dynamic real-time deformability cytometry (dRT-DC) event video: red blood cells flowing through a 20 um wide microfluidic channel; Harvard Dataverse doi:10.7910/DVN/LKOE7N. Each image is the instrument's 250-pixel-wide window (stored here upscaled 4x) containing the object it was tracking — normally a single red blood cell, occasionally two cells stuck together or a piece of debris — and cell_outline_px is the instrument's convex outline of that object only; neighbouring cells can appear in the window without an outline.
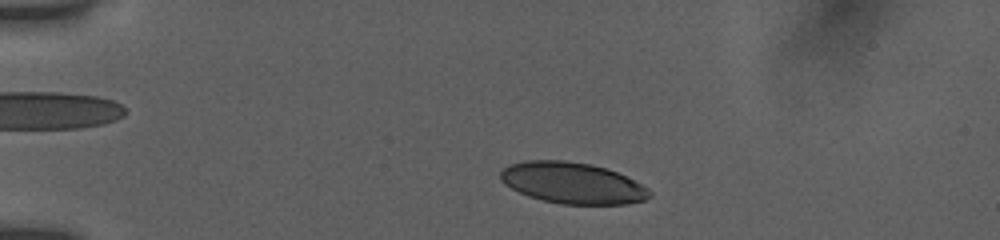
{"species": "human", "species_latin": "Homo sapiens", "temperature_condition": "room temperature", "stored_images_in_passage": 21, "camera_frame_rate_fps": 3000, "um_per_image_px": 0.085, "donor": {"sex": "female"}, "frame": {"image": 1, "passage_image": 5, "time_ms": 1.333, "image_size_px": [1000, 240], "cell_outline_px": [[652, 196], [644, 200], [628, 204], [560, 204], [528, 196], [504, 184], [500, 180], [500, 172], [508, 164], [524, 160], [564, 160], [592, 164], [616, 172], [648, 188], [652, 192]], "centroid_in_image_um": [48.63, 15.55], "position_along_channel_um": 36.4, "area_um2": 35.78}}
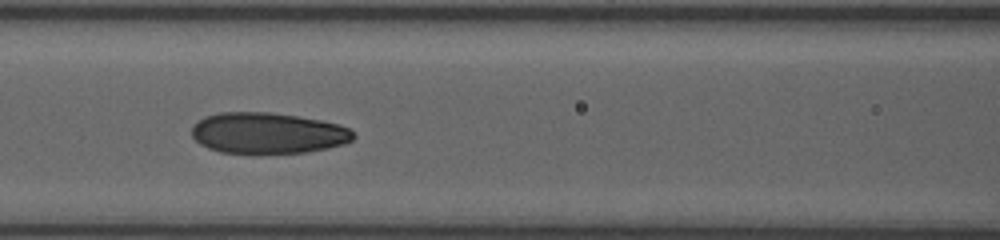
{"frame": {"image": 2, "passage_image": 16, "time_ms": 5.667, "image_size_px": [1000, 240], "cell_outline_px": [[356, 136], [352, 140], [344, 144], [328, 148], [308, 152], [220, 152], [208, 148], [200, 144], [192, 136], [192, 124], [196, 120], [204, 116], [220, 112], [268, 112], [296, 116], [320, 120], [340, 124], [352, 128]], "centroid_in_image_um": [22.77, 11.29], "position_along_channel_um": 143.8, "area_um2": 38.67}}
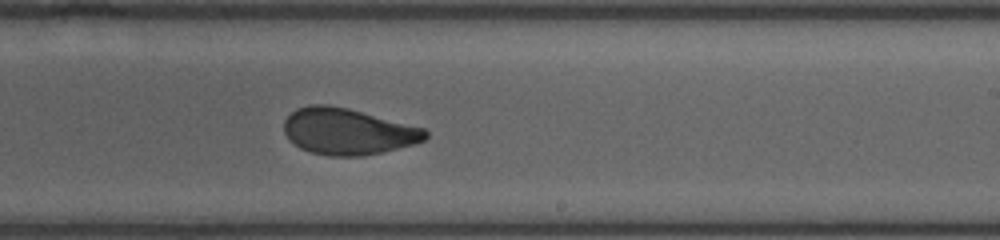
{"frame": {"image": 3, "passage_image": 21, "time_ms": 8.667, "image_size_px": [1000, 240], "cell_outline_px": [[428, 136], [424, 140], [412, 144], [380, 152], [360, 156], [328, 156], [312, 152], [300, 148], [288, 140], [284, 132], [284, 120], [296, 108], [308, 104], [328, 104], [348, 108], [424, 128], [428, 132]], "centroid_in_image_um": [29.51, 11.16], "position_along_channel_um": 259.5, "area_um2": 38.09}}